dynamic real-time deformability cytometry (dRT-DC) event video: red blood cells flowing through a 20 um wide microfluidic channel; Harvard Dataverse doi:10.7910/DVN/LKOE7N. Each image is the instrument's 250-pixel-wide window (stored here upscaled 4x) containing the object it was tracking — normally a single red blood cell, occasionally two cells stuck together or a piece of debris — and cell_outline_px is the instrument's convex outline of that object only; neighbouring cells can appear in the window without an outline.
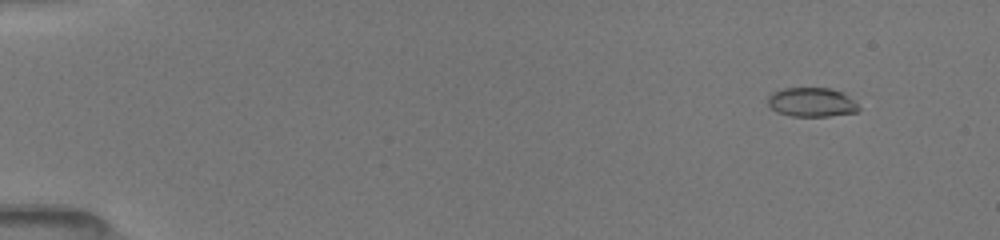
{"species": "common noctule bat (a hibernating species)", "species_latin": "Nyctalus noctula", "temperature_condition": "room temperature", "stored_images_in_passage": 50, "camera_frame_rate_fps": 3000, "um_per_image_px": 0.085, "animal": {"sex": "female", "body_mass_g": 19.5, "forearm_length_mm": 54.1}, "frame": {"image": 1, "passage_image": 6, "time_ms": 1.667, "image_size_px": [1000, 240], "cell_outline_px": [[860, 108], [856, 112], [828, 116], [792, 116], [776, 112], [768, 104], [768, 96], [772, 92], [784, 88], [832, 88], [844, 92]], "centroid_in_image_um": [68.98, 8.68], "position_along_channel_um": 16.0, "area_um2": 15.43}}
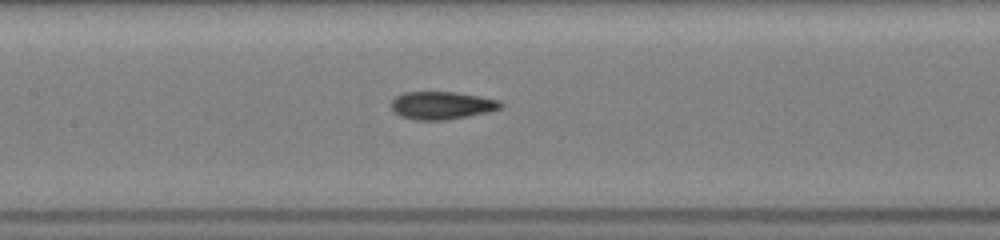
{"frame": {"image": 2, "passage_image": 27, "time_ms": 8.667, "image_size_px": [1000, 240], "cell_outline_px": [[504, 108], [488, 112], [448, 120], [416, 120], [400, 116], [392, 112], [392, 100], [396, 96], [404, 92], [456, 92], [480, 96], [500, 100], [504, 104]], "centroid_in_image_um": [37.58, 8.96], "position_along_channel_um": 169.8, "area_um2": 17.98}}
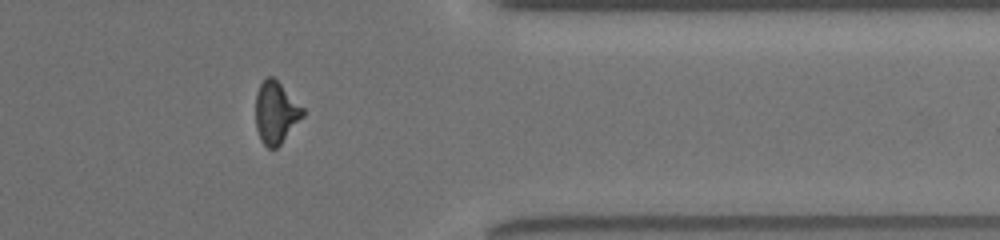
{"frame": {"image": 3, "passage_image": 44, "time_ms": 14.333, "image_size_px": [1000, 240], "cell_outline_px": [[304, 116], [280, 144], [276, 148], [268, 148], [260, 140], [256, 128], [256, 92], [260, 84], [268, 76], [272, 76], [304, 108]], "centroid_in_image_um": [23.44, 9.58], "position_along_channel_um": 388.0, "area_um2": 16.88}, "authors_computed_cell_mechanics": {"area_um2": 17.3111, "velocity_mm_per_s": 4.0474, "shape_relaxation_time_tau1_ms": 6.999, "shape_relaxation_time_tau2_ms": 2.0789, "deformation_change_tau1": 0.2066, "deformation_change_tau2": 0.0888}}